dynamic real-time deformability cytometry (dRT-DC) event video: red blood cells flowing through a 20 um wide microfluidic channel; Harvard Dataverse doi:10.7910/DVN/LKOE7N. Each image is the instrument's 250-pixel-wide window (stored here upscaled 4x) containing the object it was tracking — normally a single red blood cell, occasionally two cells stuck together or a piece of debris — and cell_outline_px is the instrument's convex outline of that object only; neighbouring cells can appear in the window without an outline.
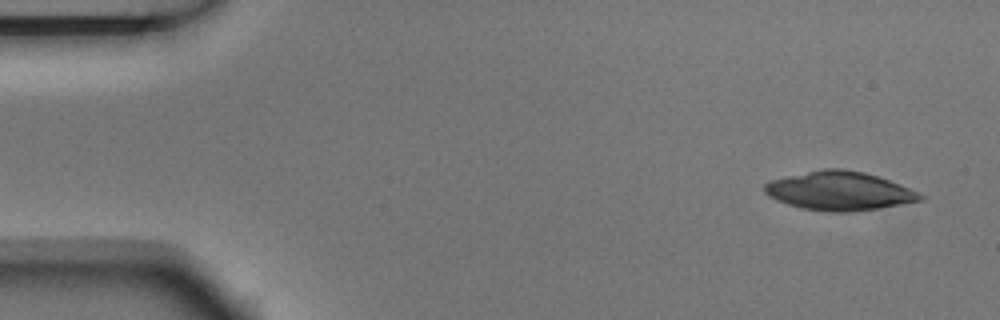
{"species": "Egyptian fruit bat (a non-hibernating species)", "species_latin": "Rousettus aegyptiacus", "temperature_condition": "room temperature", "stored_images_in_passage": 6, "camera_frame_rate_fps": 3000, "um_per_image_px": 0.085, "animal": {"sex": "male"}, "frame": {"image": 1, "passage_image": 1, "time_ms": 0.0, "image_size_px": [1000, 320], "cell_outline_px": [[924, 200], [876, 208], [848, 212], [828, 212], [804, 208], [788, 204], [776, 200], [768, 196], [764, 192], [764, 184], [772, 180], [788, 176], [824, 168], [840, 168], [864, 172], [900, 184], [920, 192], [924, 196]], "centroid_in_image_um": [71.35, 16.23], "position_along_channel_um": 13.6, "area_um2": 34.85}}